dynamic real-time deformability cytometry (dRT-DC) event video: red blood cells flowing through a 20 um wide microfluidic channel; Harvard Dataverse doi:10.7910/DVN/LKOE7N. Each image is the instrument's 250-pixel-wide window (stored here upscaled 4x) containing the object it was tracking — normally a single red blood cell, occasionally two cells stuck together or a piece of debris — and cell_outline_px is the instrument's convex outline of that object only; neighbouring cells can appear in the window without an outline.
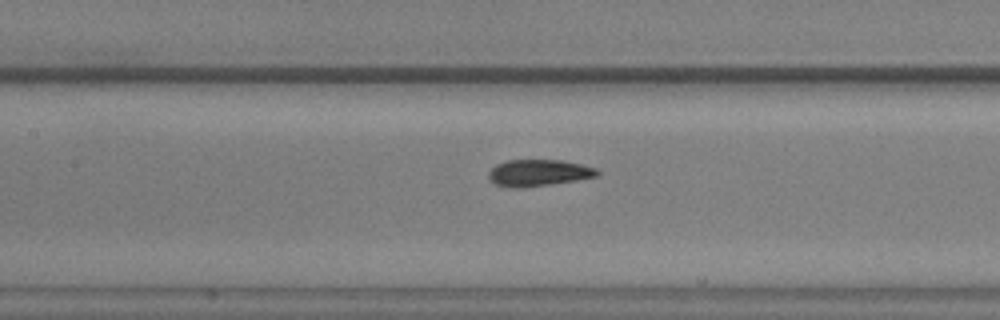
{"species": "common noctule bat (a hibernating species)", "species_latin": "Nyctalus noctula", "temperature_condition": "warm", "stored_images_in_passage": 16, "camera_frame_rate_fps": 3000, "um_per_image_px": 0.085, "animal": {"sex": "male", "body_mass_g": 20.5, "forearm_length_mm": 52.5}, "frame": {"image": 1, "passage_image": 8, "time_ms": 2.333, "image_size_px": [1000, 320], "cell_outline_px": [[600, 176], [576, 180], [520, 188], [512, 188], [492, 184], [488, 180], [488, 172], [496, 164], [508, 160], [560, 160], [580, 164], [596, 168], [600, 172]], "centroid_in_image_um": [45.74, 14.7], "position_along_channel_um": 161.7, "area_um2": 16.94}}